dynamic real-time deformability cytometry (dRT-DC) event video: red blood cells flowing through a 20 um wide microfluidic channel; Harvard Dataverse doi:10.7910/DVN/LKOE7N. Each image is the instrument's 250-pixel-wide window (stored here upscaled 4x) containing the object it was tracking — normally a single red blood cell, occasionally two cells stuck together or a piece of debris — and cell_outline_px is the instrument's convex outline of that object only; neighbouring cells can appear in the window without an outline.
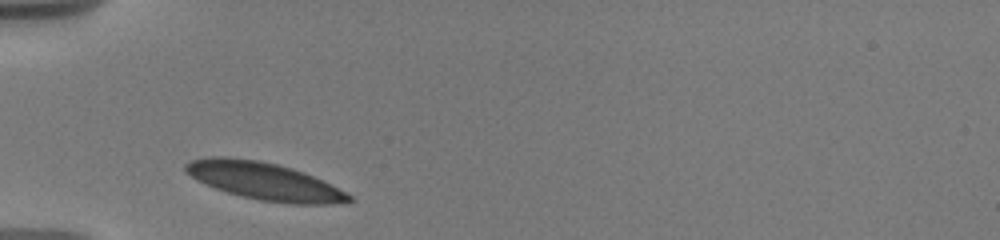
{"species": "human", "species_latin": "Homo sapiens", "temperature_condition": "warm", "stored_images_in_passage": 28, "camera_frame_rate_fps": 3000, "um_per_image_px": 0.085, "donor": {"sex": "male"}, "frame": {"image": 1, "passage_image": 1, "time_ms": 0.0, "image_size_px": [1000, 240], "cell_outline_px": [[352, 200], [332, 204], [292, 204], [260, 200], [228, 192], [216, 188], [196, 180], [184, 172], [184, 164], [192, 160], [212, 156], [224, 156], [260, 160], [292, 168], [304, 172], [352, 196]], "centroid_in_image_um": [22.39, 15.38], "position_along_channel_um": 62.6, "area_um2": 35.2}}
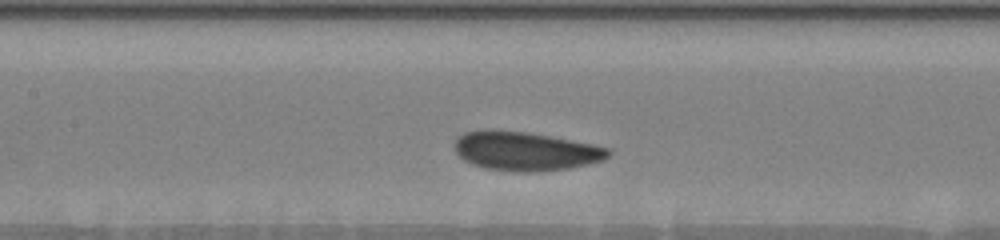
{"frame": {"image": 2, "passage_image": 9, "time_ms": 3.0, "image_size_px": [1000, 240], "cell_outline_px": [[612, 152], [604, 160], [588, 164], [568, 168], [532, 172], [512, 172], [484, 168], [472, 164], [464, 160], [452, 148], [456, 140], [464, 132], [480, 128], [488, 128], [528, 132], [592, 144], [608, 148]], "centroid_in_image_um": [44.6, 12.83], "position_along_channel_um": 162.8, "area_um2": 35.26}}
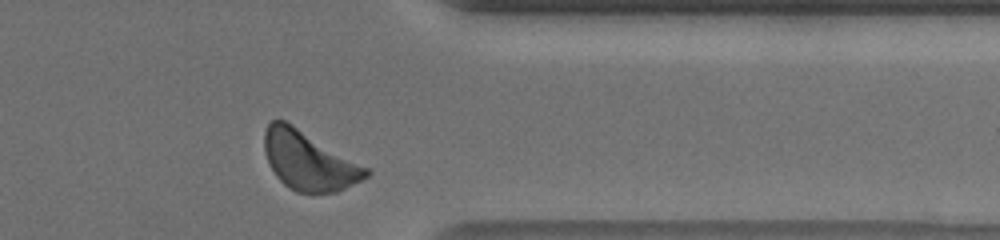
{"frame": {"image": 3, "passage_image": 26, "time_ms": 9.333, "image_size_px": [1000, 240], "cell_outline_px": [[372, 172], [368, 176], [336, 192], [296, 192], [284, 184], [276, 176], [264, 152], [264, 132], [268, 124], [272, 120], [284, 120], [292, 124], [368, 168]], "centroid_in_image_um": [26.22, 13.65], "position_along_channel_um": 385.2, "area_um2": 34.22}, "authors_computed_cell_mechanics": {"area_um2": 34.5066, "velocity_mm_per_s": 3.5768, "shape_relaxation_time_tau1_ms": 1.7903, "shape_relaxation_time_tau2_ms": null, "deformation_change_tau1": 0.0817, "deformation_change_tau2": null}}